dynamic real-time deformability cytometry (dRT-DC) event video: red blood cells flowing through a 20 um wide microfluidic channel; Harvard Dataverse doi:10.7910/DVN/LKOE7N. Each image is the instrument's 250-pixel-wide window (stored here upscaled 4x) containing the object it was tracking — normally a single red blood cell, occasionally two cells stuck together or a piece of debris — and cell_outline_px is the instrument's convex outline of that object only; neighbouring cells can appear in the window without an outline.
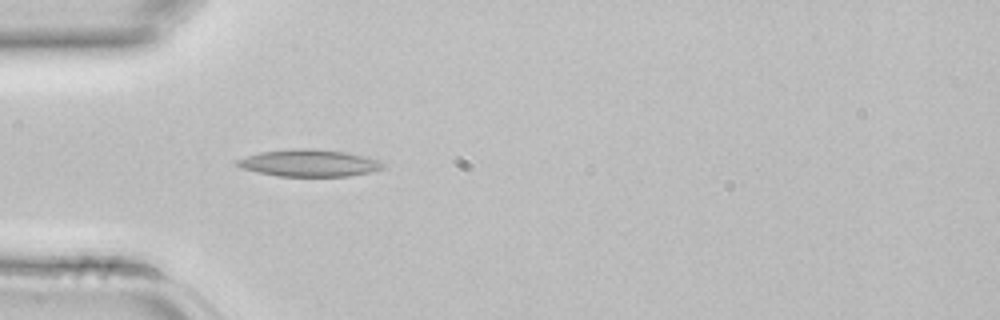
{"species": "common noctule bat (a hibernating species)", "species_latin": "Nyctalus noctula", "temperature_condition": "room temperature", "stored_images_in_passage": 1, "camera_frame_rate_fps": 3000, "um_per_image_px": 0.085, "animal": {"sex": "female", "body_mass_g": 22.7, "forearm_length_mm": 54.2}, "frame": {"image": 1, "passage_image": 1, "time_ms": 0.0, "image_size_px": [1000, 320], "cell_outline_px": [[388, 164], [384, 168], [372, 172], [348, 176], [280, 176], [240, 168], [236, 164], [236, 160], [260, 152], [296, 148], [312, 148], [348, 152], [380, 160]], "centroid_in_image_um": [26.36, 13.85], "position_along_channel_um": 58.6, "area_um2": 23.06}}